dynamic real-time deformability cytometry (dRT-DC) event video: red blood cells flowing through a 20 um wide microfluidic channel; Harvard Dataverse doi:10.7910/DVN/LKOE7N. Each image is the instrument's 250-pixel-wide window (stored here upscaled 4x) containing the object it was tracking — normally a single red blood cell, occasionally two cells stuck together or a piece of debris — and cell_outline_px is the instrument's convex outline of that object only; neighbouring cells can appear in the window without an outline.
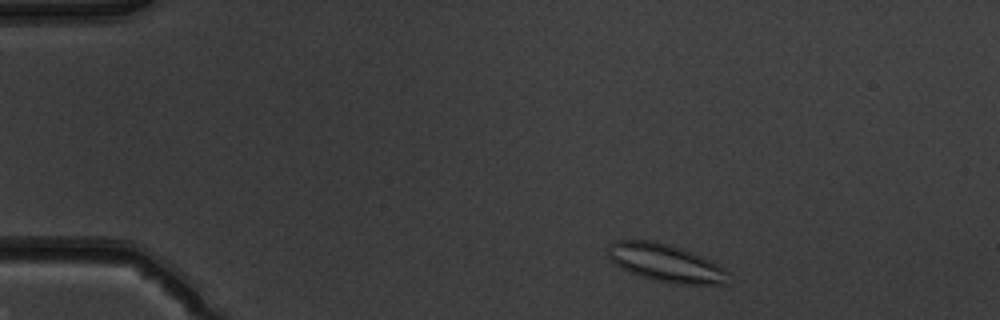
{"species": "common noctule bat (a hibernating species)", "species_latin": "Nyctalus noctula", "temperature_condition": "warm", "stored_images_in_passage": 47, "camera_frame_rate_fps": 3000, "um_per_image_px": 0.085, "animal": {"sex": "male", "body_mass_g": 19.5, "forearm_length_mm": 54.6}, "frame": {"image": 1, "passage_image": 3, "time_ms": 0.667, "image_size_px": [1000, 320], "cell_outline_px": [[728, 284], [672, 284], [652, 280], [628, 272], [612, 264], [608, 256], [608, 244], [616, 240], [648, 240], [668, 244], [692, 252], [724, 268], [728, 272]], "centroid_in_image_um": [56.52, 22.36], "position_along_channel_um": 28.5, "area_um2": 26.65}}
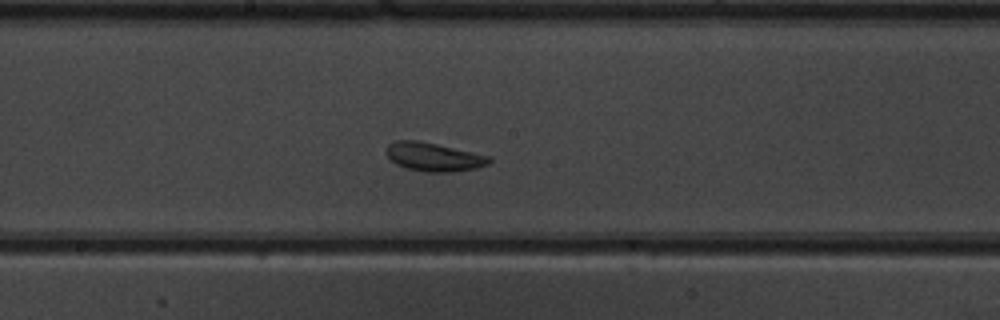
{"frame": {"image": 2, "passage_image": 23, "time_ms": 7.333, "image_size_px": [1000, 320], "cell_outline_px": [[492, 160], [488, 164], [476, 168], [452, 172], [424, 172], [404, 168], [396, 164], [384, 152], [388, 144], [396, 140], [416, 140], [436, 144], [492, 156]], "centroid_in_image_um": [36.86, 13.34], "position_along_channel_um": 211.3, "area_um2": 17.28}}
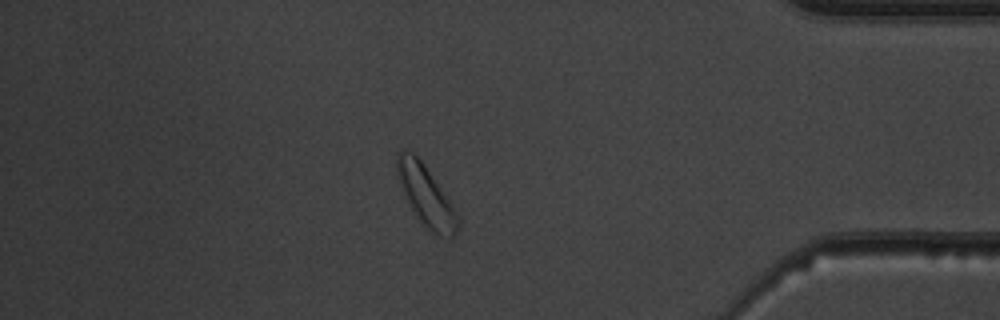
{"frame": {"image": 3, "passage_image": 40, "time_ms": 13.0, "image_size_px": [1000, 320], "cell_outline_px": [[460, 228], [452, 240], [428, 232], [420, 224], [404, 196], [400, 188], [396, 176], [396, 152], [400, 148], [412, 152], [424, 164], [452, 204], [456, 212], [460, 224]], "centroid_in_image_um": [36.18, 16.69], "position_along_channel_um": 399.0, "area_um2": 22.14}, "authors_computed_cell_mechanics": {"area_um2": 18.3226, "velocity_mm_per_s": 3.8549, "shape_relaxation_time_tau1_ms": null, "shape_relaxation_time_tau2_ms": 2.7004, "deformation_change_tau1": null, "deformation_change_tau2": 0.0876}}